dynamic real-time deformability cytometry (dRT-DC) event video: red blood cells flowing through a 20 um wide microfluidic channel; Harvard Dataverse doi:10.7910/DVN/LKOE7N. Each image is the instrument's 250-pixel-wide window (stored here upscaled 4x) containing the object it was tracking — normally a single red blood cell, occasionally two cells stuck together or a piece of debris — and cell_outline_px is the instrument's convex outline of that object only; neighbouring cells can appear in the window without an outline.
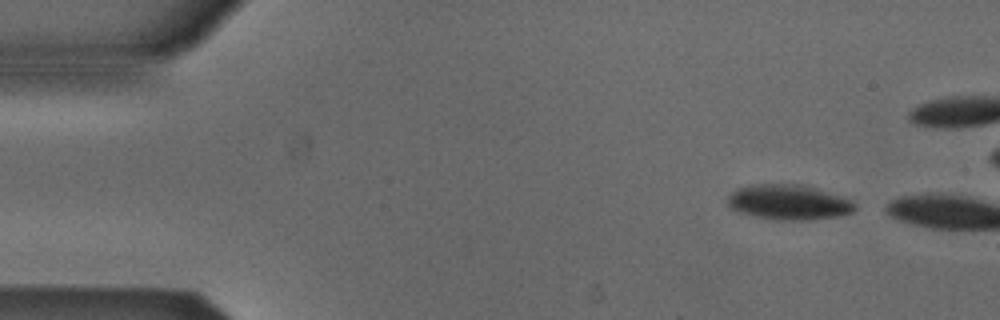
{"species": "Egyptian fruit bat (a non-hibernating species)", "species_latin": "Rousettus aegyptiacus", "temperature_condition": "cold", "stored_images_in_passage": 42, "camera_frame_rate_fps": 3000, "um_per_image_px": 0.085, "animal": {"sex": "male"}, "frame": {"image": 1, "passage_image": 1, "time_ms": 0.0, "image_size_px": [1000, 320], "cell_outline_px": [[856, 208], [852, 212], [840, 216], [808, 220], [776, 220], [752, 216], [736, 212], [728, 204], [728, 196], [736, 188], [748, 184], [800, 184], [816, 188], [844, 196], [852, 200], [856, 204]], "centroid_in_image_um": [67.04, 17.19], "position_along_channel_um": 18.0, "area_um2": 26.47}}
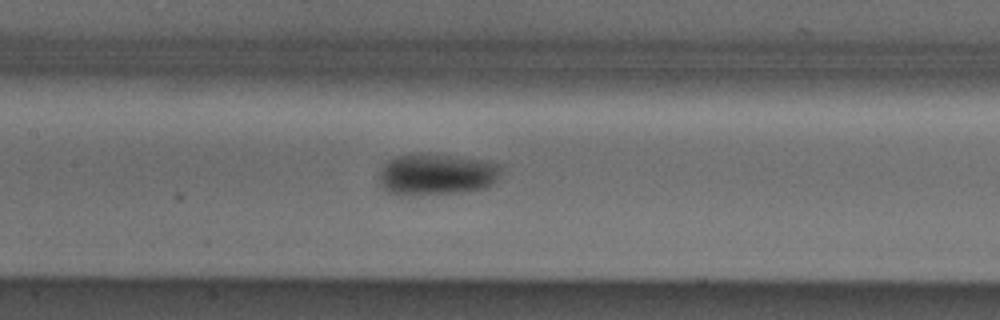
{"frame": {"image": 2, "passage_image": 20, "time_ms": 6.333, "image_size_px": [1000, 320], "cell_outline_px": [[500, 172], [496, 180], [492, 184], [484, 188], [456, 192], [404, 196], [388, 192], [380, 184], [380, 172], [384, 164], [388, 160], [396, 156], [416, 152], [424, 152], [480, 160], [500, 164]], "centroid_in_image_um": [37.05, 14.81], "position_along_channel_um": 170.3, "area_um2": 29.48}}
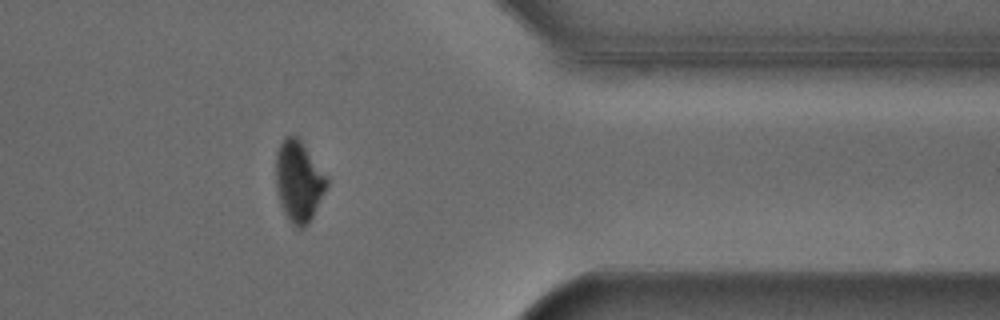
{"frame": {"image": 3, "passage_image": 38, "time_ms": 12.333, "image_size_px": [1000, 320], "cell_outline_px": [[328, 184], [308, 224], [304, 228], [296, 228], [288, 220], [280, 204], [276, 188], [276, 152], [284, 136], [292, 132], [300, 136], [328, 180]], "centroid_in_image_um": [25.36, 15.35], "position_along_channel_um": 386.0, "area_um2": 24.28}, "authors_computed_cell_mechanics": {"area_um2": 27.3394, "velocity_mm_per_s": 3.8806, "shape_relaxation_time_tau1_ms": 6.6666, "shape_relaxation_time_tau2_ms": null, "deformation_change_tau1": 0.1214, "deformation_change_tau2": null}}